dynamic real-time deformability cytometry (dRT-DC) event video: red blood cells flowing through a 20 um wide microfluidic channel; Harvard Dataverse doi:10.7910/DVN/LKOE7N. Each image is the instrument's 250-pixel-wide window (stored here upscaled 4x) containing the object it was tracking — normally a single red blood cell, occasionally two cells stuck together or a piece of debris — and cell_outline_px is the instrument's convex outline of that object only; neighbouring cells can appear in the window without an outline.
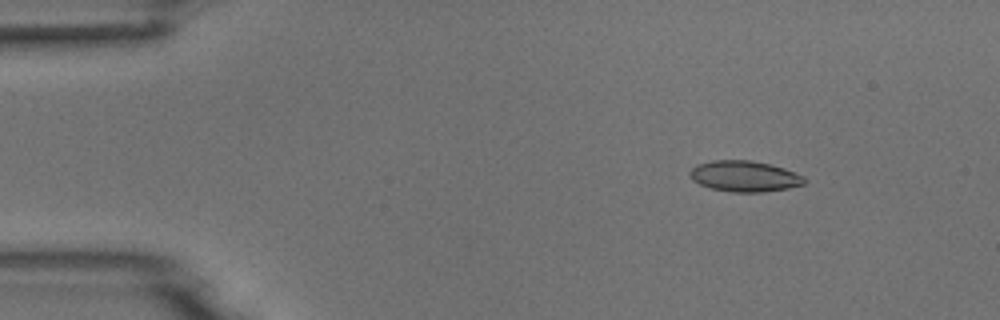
{"species": "common noctule bat (a hibernating species)", "species_latin": "Nyctalus noctula", "temperature_condition": "room temperature", "stored_images_in_passage": 3, "camera_frame_rate_fps": 3000, "um_per_image_px": 0.085, "animal": {"sex": "male", "body_mass_g": 18.8}, "frame": {"image": 1, "passage_image": 1, "time_ms": 0.0, "image_size_px": [1000, 320], "cell_outline_px": [[804, 184], [788, 188], [764, 192], [732, 192], [712, 188], [700, 184], [692, 180], [688, 176], [688, 172], [696, 164], [712, 160], [752, 160], [784, 168], [804, 176]], "centroid_in_image_um": [63.24, 14.97], "position_along_channel_um": 21.8, "area_um2": 20.63}}